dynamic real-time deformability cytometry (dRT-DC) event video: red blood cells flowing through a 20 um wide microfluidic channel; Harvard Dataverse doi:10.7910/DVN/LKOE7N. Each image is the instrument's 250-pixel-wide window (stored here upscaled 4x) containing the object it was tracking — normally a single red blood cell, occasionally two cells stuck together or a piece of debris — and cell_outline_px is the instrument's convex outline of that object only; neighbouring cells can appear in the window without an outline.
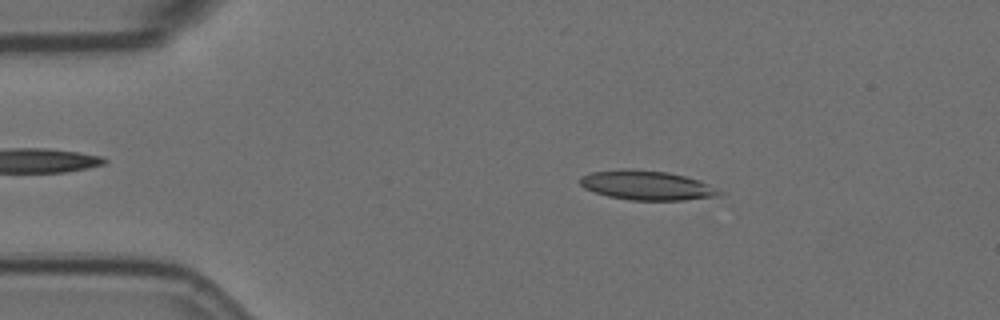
{"species": "Egyptian fruit bat (a non-hibernating species)", "species_latin": "Rousettus aegyptiacus", "temperature_condition": "room temperature", "stored_images_in_passage": 55, "camera_frame_rate_fps": 3000, "um_per_image_px": 0.085, "animal": {"sex": "female"}, "frame": {"image": 1, "passage_image": 9, "time_ms": 2.667, "image_size_px": [1000, 320], "cell_outline_px": [[724, 192], [720, 196], [684, 200], [632, 200], [608, 196], [584, 188], [580, 184], [580, 176], [592, 172], [624, 168], [668, 172], [700, 180]], "centroid_in_image_um": [55.0, 15.75], "position_along_channel_um": 30.0, "area_um2": 23.87}}
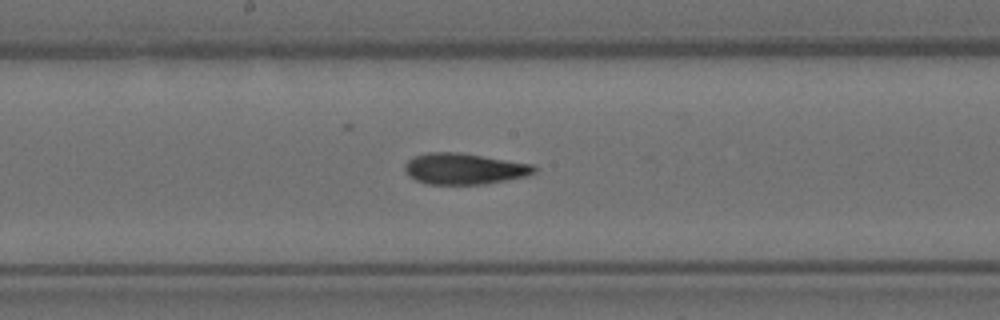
{"frame": {"image": 2, "passage_image": 28, "time_ms": 9.0, "image_size_px": [1000, 320], "cell_outline_px": [[536, 172], [528, 176], [484, 184], [428, 184], [416, 180], [408, 176], [404, 168], [404, 164], [412, 156], [428, 152], [460, 152], [532, 164], [536, 168]], "centroid_in_image_um": [39.43, 14.34], "position_along_channel_um": 208.8, "area_um2": 23.58}}
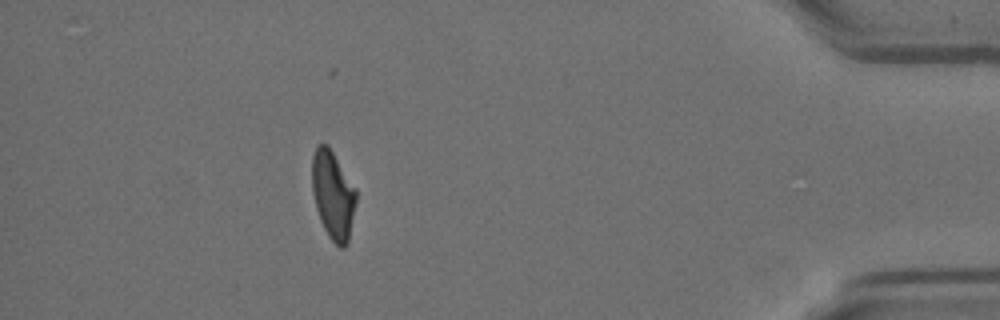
{"frame": {"image": 3, "passage_image": 49, "time_ms": 16.0, "image_size_px": [1000, 320], "cell_outline_px": [[356, 204], [348, 244], [344, 248], [340, 248], [328, 236], [320, 220], [316, 208], [312, 192], [312, 156], [316, 144], [328, 144], [356, 188]], "centroid_in_image_um": [28.3, 16.56], "position_along_channel_um": 406.9, "area_um2": 22.95}, "authors_computed_cell_mechanics": {"area_um2": 23.409, "velocity_mm_per_s": 3.6004, "shape_relaxation_time_tau1_ms": 7.3003, "shape_relaxation_time_tau2_ms": 3.434, "deformation_change_tau1": 0.207, "deformation_change_tau2": 0.1133}}